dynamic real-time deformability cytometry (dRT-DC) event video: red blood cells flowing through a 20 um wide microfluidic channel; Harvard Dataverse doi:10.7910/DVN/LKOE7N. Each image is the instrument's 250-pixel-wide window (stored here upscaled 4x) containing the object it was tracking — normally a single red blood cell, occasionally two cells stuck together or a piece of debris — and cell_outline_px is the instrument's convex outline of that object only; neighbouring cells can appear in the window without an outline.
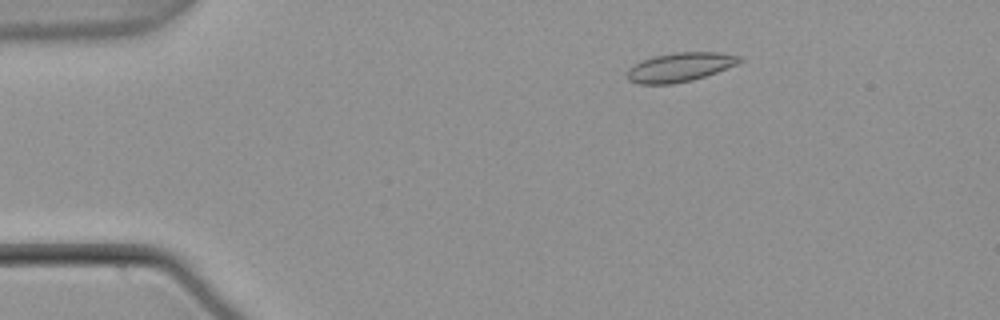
{"species": "common noctule bat (a hibernating species)", "species_latin": "Nyctalus noctula", "temperature_condition": "warm", "stored_images_in_passage": 54, "camera_frame_rate_fps": 3000, "um_per_image_px": 0.085, "animal": {"sex": "male", "body_mass_g": 21.5, "forearm_length_mm": 52.0}, "frame": {"image": 1, "passage_image": 9, "time_ms": 2.667, "image_size_px": [1000, 320], "cell_outline_px": [[744, 60], [736, 64], [716, 72], [692, 80], [672, 84], [640, 84], [628, 80], [628, 68], [652, 56], [676, 52], [720, 52], [744, 56]], "centroid_in_image_um": [57.84, 5.69], "position_along_channel_um": 27.2, "area_um2": 18.96}}
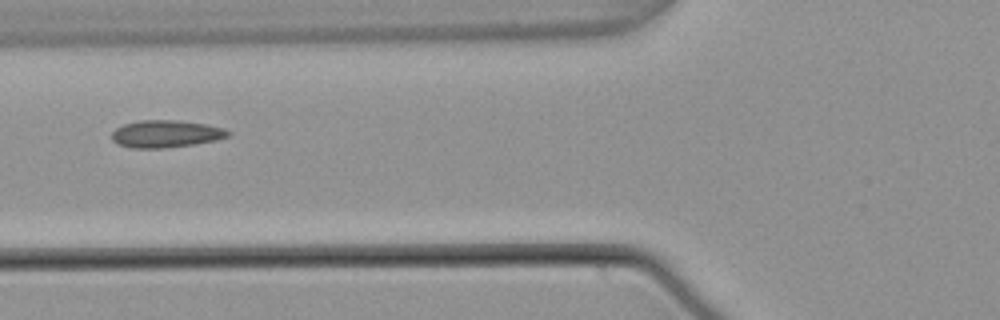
{"frame": {"image": 2, "passage_image": 21, "time_ms": 6.667, "image_size_px": [1000, 320], "cell_outline_px": [[232, 136], [216, 140], [196, 144], [164, 148], [132, 148], [116, 144], [112, 140], [112, 132], [116, 128], [124, 124], [140, 120], [180, 120], [208, 124], [224, 128], [232, 132]], "centroid_in_image_um": [14.15, 11.38], "position_along_channel_um": 111.7, "area_um2": 18.84}}
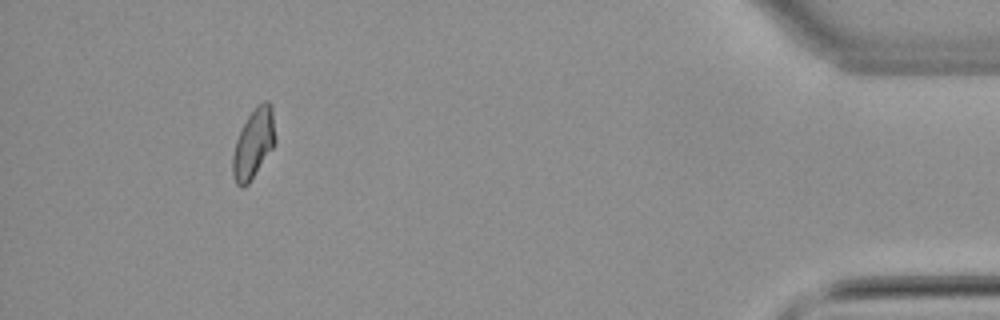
{"frame": {"image": 3, "passage_image": 50, "time_ms": 16.333, "image_size_px": [1000, 320], "cell_outline_px": [[276, 144], [248, 184], [244, 188], [240, 188], [236, 184], [232, 176], [232, 156], [236, 140], [248, 116], [256, 104], [264, 100], [268, 100], [272, 104], [276, 136]], "centroid_in_image_um": [21.57, 12.19], "position_along_channel_um": 413.6, "area_um2": 17.63}, "authors_computed_cell_mechanics": {"area_um2": 17.6868, "velocity_mm_per_s": 3.7842, "shape_relaxation_time_tau1_ms": null, "shape_relaxation_time_tau2_ms": 2.3175, "deformation_change_tau1": null, "deformation_change_tau2": 0.0889}}